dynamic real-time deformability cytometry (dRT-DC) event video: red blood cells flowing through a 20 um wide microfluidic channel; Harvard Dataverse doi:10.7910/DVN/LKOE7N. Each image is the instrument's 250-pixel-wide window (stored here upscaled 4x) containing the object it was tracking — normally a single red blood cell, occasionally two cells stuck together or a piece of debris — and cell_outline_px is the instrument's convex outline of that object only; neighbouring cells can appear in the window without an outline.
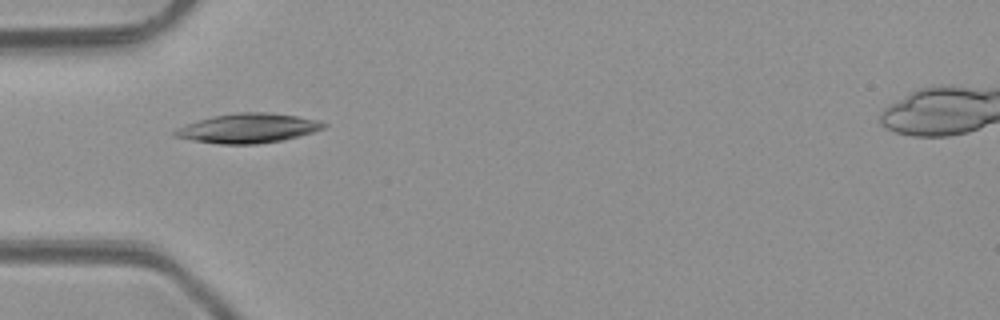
{"species": "common noctule bat (a hibernating species)", "species_latin": "Nyctalus noctula", "temperature_condition": "room temperature", "stored_images_in_passage": 5, "camera_frame_rate_fps": 3000, "um_per_image_px": 0.085, "animal": {"sex": "male", "body_mass_g": 23.1, "forearm_length_mm": 52.7}, "frame": {"image": 1, "passage_image": 5, "time_ms": 4.667, "image_size_px": [1000, 320], "cell_outline_px": [[328, 124], [324, 128], [300, 136], [280, 140], [256, 144], [220, 144], [192, 140], [172, 136], [172, 132], [176, 128], [184, 124], [212, 116], [236, 112], [268, 112], [296, 116], [320, 120]], "centroid_in_image_um": [21.05, 10.89], "position_along_channel_um": 63.9, "area_um2": 25.66}}